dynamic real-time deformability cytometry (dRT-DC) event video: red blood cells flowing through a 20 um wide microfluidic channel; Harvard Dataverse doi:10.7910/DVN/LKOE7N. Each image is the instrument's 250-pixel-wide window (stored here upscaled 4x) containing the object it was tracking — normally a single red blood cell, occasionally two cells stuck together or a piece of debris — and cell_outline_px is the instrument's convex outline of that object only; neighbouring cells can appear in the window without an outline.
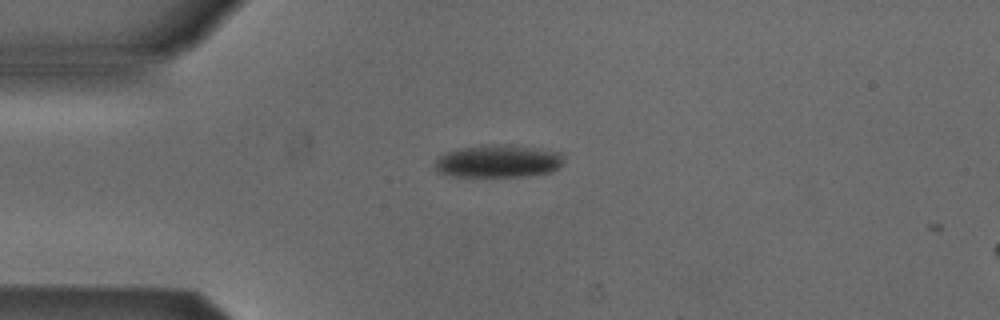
{"species": "Egyptian fruit bat (a non-hibernating species)", "species_latin": "Rousettus aegyptiacus", "temperature_condition": "cold", "stored_images_in_passage": 2, "camera_frame_rate_fps": 3000, "um_per_image_px": 0.085, "animal": {"sex": "male"}, "frame": {"image": 1, "passage_image": 1, "time_ms": 0.0, "image_size_px": [1000, 320], "cell_outline_px": [[564, 164], [560, 168], [552, 172], [528, 176], [452, 176], [440, 172], [436, 168], [436, 160], [440, 156], [448, 152], [464, 148], [532, 148], [560, 152], [564, 156]], "centroid_in_image_um": [42.44, 13.78], "position_along_channel_um": 42.6, "area_um2": 23.12}}